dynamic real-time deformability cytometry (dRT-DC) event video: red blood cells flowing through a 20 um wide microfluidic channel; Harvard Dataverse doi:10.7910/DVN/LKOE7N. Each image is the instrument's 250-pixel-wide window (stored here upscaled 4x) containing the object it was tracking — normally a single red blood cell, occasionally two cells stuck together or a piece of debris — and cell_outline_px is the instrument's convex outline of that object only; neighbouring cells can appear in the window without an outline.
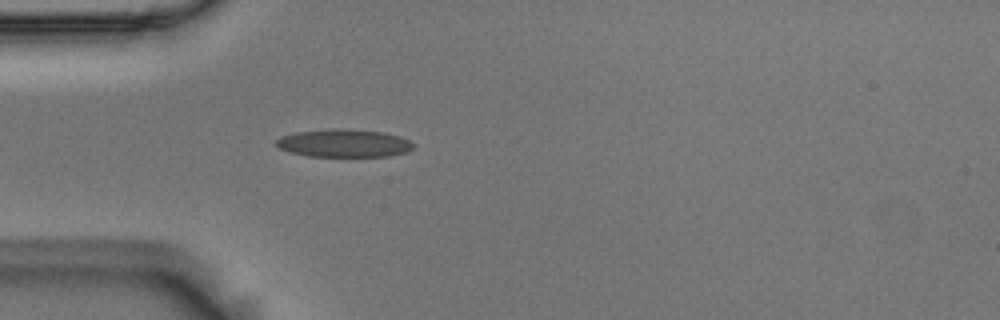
{"species": "Egyptian fruit bat (a non-hibernating species)", "species_latin": "Rousettus aegyptiacus", "temperature_condition": "room temperature", "stored_images_in_passage": 2, "camera_frame_rate_fps": 3000, "um_per_image_px": 0.085, "animal": {"sex": "male"}, "frame": {"image": 1, "passage_image": 2, "time_ms": 0.333, "image_size_px": [1000, 320], "cell_outline_px": [[416, 144], [408, 152], [388, 156], [308, 156], [292, 152], [280, 148], [276, 144], [276, 140], [284, 136], [296, 132], [384, 132], [400, 136]], "centroid_in_image_um": [29.32, 12.23], "position_along_channel_um": 55.7, "area_um2": 20.81}}